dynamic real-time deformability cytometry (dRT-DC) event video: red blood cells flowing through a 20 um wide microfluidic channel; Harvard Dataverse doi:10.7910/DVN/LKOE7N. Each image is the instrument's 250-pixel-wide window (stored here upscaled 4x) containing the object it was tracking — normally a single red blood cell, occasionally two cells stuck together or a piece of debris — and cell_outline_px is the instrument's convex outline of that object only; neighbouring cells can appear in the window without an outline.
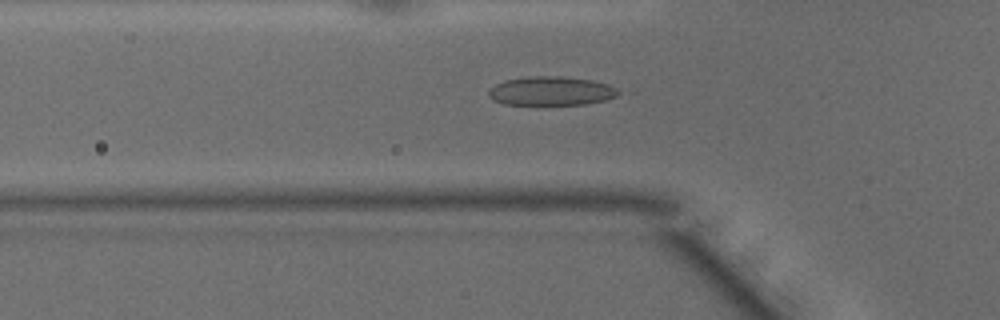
{"species": "common noctule bat (a hibernating species)", "species_latin": "Nyctalus noctula", "temperature_condition": "warm", "stored_images_in_passage": 48, "camera_frame_rate_fps": 3000, "um_per_image_px": 0.085, "animal": {"sex": "male", "body_mass_g": 15.6}, "frame": {"image": 1, "passage_image": 16, "time_ms": 5.0, "image_size_px": [1000, 320], "cell_outline_px": [[624, 92], [616, 96], [604, 100], [584, 104], [544, 108], [504, 104], [492, 100], [488, 96], [488, 92], [496, 84], [504, 80], [528, 76], [560, 76], [592, 80], [608, 84]], "centroid_in_image_um": [46.83, 7.79], "position_along_channel_um": 79.0, "area_um2": 23.0}}
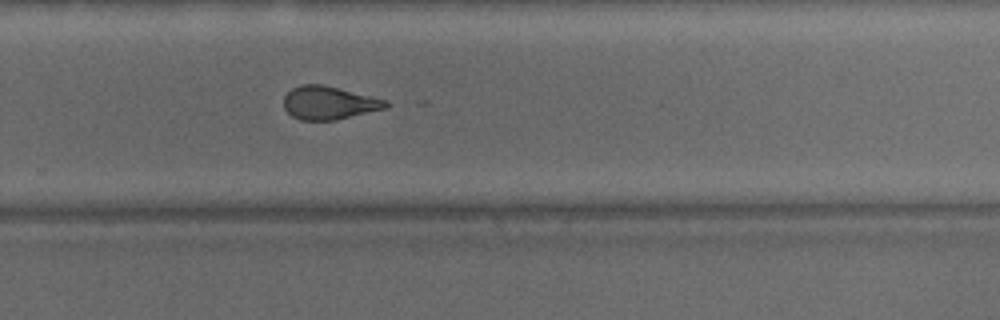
{"frame": {"image": 2, "passage_image": 32, "time_ms": 10.333, "image_size_px": [1000, 320], "cell_outline_px": [[388, 108], [336, 120], [300, 120], [292, 116], [284, 108], [284, 96], [292, 88], [300, 84], [324, 84], [388, 100]], "centroid_in_image_um": [27.98, 8.74], "position_along_channel_um": 301.8, "area_um2": 19.94}}
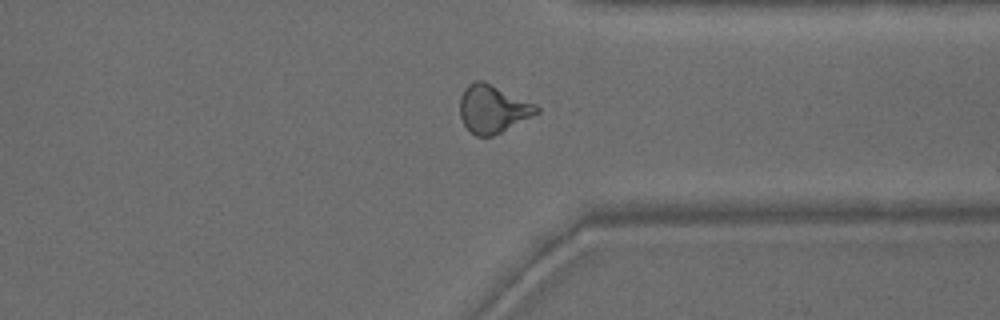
{"frame": {"image": 3, "passage_image": 37, "time_ms": 12.0, "image_size_px": [1000, 320], "cell_outline_px": [[540, 112], [492, 136], [476, 136], [464, 124], [460, 116], [460, 96], [464, 88], [468, 84], [476, 80], [484, 80], [536, 104], [540, 108]], "centroid_in_image_um": [41.88, 9.23], "position_along_channel_um": 369.5, "area_um2": 21.33}, "authors_computed_cell_mechanics": {"area_um2": 21.2415, "velocity_mm_per_s": 4.1789, "shape_relaxation_time_tau1_ms": null, "shape_relaxation_time_tau2_ms": 1.3354, "deformation_change_tau1": null, "deformation_change_tau2": 0.0791}}